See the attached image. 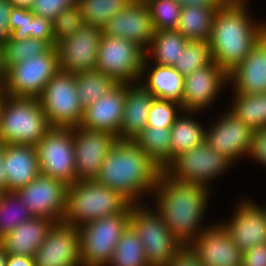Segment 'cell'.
Wrapping results in <instances>:
<instances>
[{"label":"cell","mask_w":266,"mask_h":266,"mask_svg":"<svg viewBox=\"0 0 266 266\" xmlns=\"http://www.w3.org/2000/svg\"><path fill=\"white\" fill-rule=\"evenodd\" d=\"M249 2L227 1L216 10L208 41L212 60L230 73L266 33V21L252 20Z\"/></svg>","instance_id":"7a4b0ae2"},{"label":"cell","mask_w":266,"mask_h":266,"mask_svg":"<svg viewBox=\"0 0 266 266\" xmlns=\"http://www.w3.org/2000/svg\"><path fill=\"white\" fill-rule=\"evenodd\" d=\"M1 76H2V71L0 70V82H1Z\"/></svg>","instance_id":"6f0895ef"},{"label":"cell","mask_w":266,"mask_h":266,"mask_svg":"<svg viewBox=\"0 0 266 266\" xmlns=\"http://www.w3.org/2000/svg\"><path fill=\"white\" fill-rule=\"evenodd\" d=\"M54 223L48 218L32 217L15 227L0 244L7 254L34 256Z\"/></svg>","instance_id":"484cf974"},{"label":"cell","mask_w":266,"mask_h":266,"mask_svg":"<svg viewBox=\"0 0 266 266\" xmlns=\"http://www.w3.org/2000/svg\"><path fill=\"white\" fill-rule=\"evenodd\" d=\"M231 165L234 167V164L205 142L176 156L165 170L175 179L209 187L210 181L223 175Z\"/></svg>","instance_id":"7c38bea8"},{"label":"cell","mask_w":266,"mask_h":266,"mask_svg":"<svg viewBox=\"0 0 266 266\" xmlns=\"http://www.w3.org/2000/svg\"><path fill=\"white\" fill-rule=\"evenodd\" d=\"M51 128L38 98L4 96L0 143L36 146Z\"/></svg>","instance_id":"5b68a950"},{"label":"cell","mask_w":266,"mask_h":266,"mask_svg":"<svg viewBox=\"0 0 266 266\" xmlns=\"http://www.w3.org/2000/svg\"><path fill=\"white\" fill-rule=\"evenodd\" d=\"M155 97L141 83H126V98L118 140H132L146 127Z\"/></svg>","instance_id":"cb8c5ba5"},{"label":"cell","mask_w":266,"mask_h":266,"mask_svg":"<svg viewBox=\"0 0 266 266\" xmlns=\"http://www.w3.org/2000/svg\"><path fill=\"white\" fill-rule=\"evenodd\" d=\"M13 7L31 9L34 0H9Z\"/></svg>","instance_id":"f5cc1de1"},{"label":"cell","mask_w":266,"mask_h":266,"mask_svg":"<svg viewBox=\"0 0 266 266\" xmlns=\"http://www.w3.org/2000/svg\"><path fill=\"white\" fill-rule=\"evenodd\" d=\"M130 205L116 190L96 180L77 181L67 186L63 222L80 227L107 215L122 213Z\"/></svg>","instance_id":"277c9868"},{"label":"cell","mask_w":266,"mask_h":266,"mask_svg":"<svg viewBox=\"0 0 266 266\" xmlns=\"http://www.w3.org/2000/svg\"><path fill=\"white\" fill-rule=\"evenodd\" d=\"M210 192L207 186L175 179L165 169H161L152 190L153 203L156 204L153 207L182 246H189L208 228L201 223L210 202Z\"/></svg>","instance_id":"6da1fadb"},{"label":"cell","mask_w":266,"mask_h":266,"mask_svg":"<svg viewBox=\"0 0 266 266\" xmlns=\"http://www.w3.org/2000/svg\"><path fill=\"white\" fill-rule=\"evenodd\" d=\"M4 96H5V92L3 90L2 83L0 82V108H1V104H2V101L4 99Z\"/></svg>","instance_id":"11a10c76"},{"label":"cell","mask_w":266,"mask_h":266,"mask_svg":"<svg viewBox=\"0 0 266 266\" xmlns=\"http://www.w3.org/2000/svg\"><path fill=\"white\" fill-rule=\"evenodd\" d=\"M31 31L32 38L47 40L52 46H55L52 21L46 17L34 15L31 19Z\"/></svg>","instance_id":"f6af8a7d"},{"label":"cell","mask_w":266,"mask_h":266,"mask_svg":"<svg viewBox=\"0 0 266 266\" xmlns=\"http://www.w3.org/2000/svg\"><path fill=\"white\" fill-rule=\"evenodd\" d=\"M230 220L219 223L242 251L266 243V203L261 206L251 199L237 203Z\"/></svg>","instance_id":"e0dca14e"},{"label":"cell","mask_w":266,"mask_h":266,"mask_svg":"<svg viewBox=\"0 0 266 266\" xmlns=\"http://www.w3.org/2000/svg\"><path fill=\"white\" fill-rule=\"evenodd\" d=\"M213 62L208 41L188 40L178 60L172 66L182 76L189 75Z\"/></svg>","instance_id":"74e56055"},{"label":"cell","mask_w":266,"mask_h":266,"mask_svg":"<svg viewBox=\"0 0 266 266\" xmlns=\"http://www.w3.org/2000/svg\"><path fill=\"white\" fill-rule=\"evenodd\" d=\"M150 61L145 57L139 80L149 92L157 99L171 100L182 106L184 76L174 67L155 64L150 66ZM143 78V79H142Z\"/></svg>","instance_id":"4316f807"},{"label":"cell","mask_w":266,"mask_h":266,"mask_svg":"<svg viewBox=\"0 0 266 266\" xmlns=\"http://www.w3.org/2000/svg\"><path fill=\"white\" fill-rule=\"evenodd\" d=\"M174 1L181 6L200 5L216 9L221 8L227 2V0H174Z\"/></svg>","instance_id":"f907efd6"},{"label":"cell","mask_w":266,"mask_h":266,"mask_svg":"<svg viewBox=\"0 0 266 266\" xmlns=\"http://www.w3.org/2000/svg\"><path fill=\"white\" fill-rule=\"evenodd\" d=\"M133 0H77L85 24L104 28L107 22Z\"/></svg>","instance_id":"d590c367"},{"label":"cell","mask_w":266,"mask_h":266,"mask_svg":"<svg viewBox=\"0 0 266 266\" xmlns=\"http://www.w3.org/2000/svg\"><path fill=\"white\" fill-rule=\"evenodd\" d=\"M195 113L199 111H182L170 128L171 162L179 154L205 143L206 128L192 117Z\"/></svg>","instance_id":"83f0119b"},{"label":"cell","mask_w":266,"mask_h":266,"mask_svg":"<svg viewBox=\"0 0 266 266\" xmlns=\"http://www.w3.org/2000/svg\"><path fill=\"white\" fill-rule=\"evenodd\" d=\"M67 185L62 181L40 174L16 191L32 217L62 222L66 210Z\"/></svg>","instance_id":"5bb4252c"},{"label":"cell","mask_w":266,"mask_h":266,"mask_svg":"<svg viewBox=\"0 0 266 266\" xmlns=\"http://www.w3.org/2000/svg\"><path fill=\"white\" fill-rule=\"evenodd\" d=\"M103 28L84 24L71 36L56 42L59 69L72 74L96 69Z\"/></svg>","instance_id":"4fadbf2b"},{"label":"cell","mask_w":266,"mask_h":266,"mask_svg":"<svg viewBox=\"0 0 266 266\" xmlns=\"http://www.w3.org/2000/svg\"><path fill=\"white\" fill-rule=\"evenodd\" d=\"M51 127H79L83 108L77 94L74 74L59 70L38 98Z\"/></svg>","instance_id":"9c48e42d"},{"label":"cell","mask_w":266,"mask_h":266,"mask_svg":"<svg viewBox=\"0 0 266 266\" xmlns=\"http://www.w3.org/2000/svg\"><path fill=\"white\" fill-rule=\"evenodd\" d=\"M77 94L83 109L107 94L118 83L101 71L92 70L74 74Z\"/></svg>","instance_id":"836d02e7"},{"label":"cell","mask_w":266,"mask_h":266,"mask_svg":"<svg viewBox=\"0 0 266 266\" xmlns=\"http://www.w3.org/2000/svg\"><path fill=\"white\" fill-rule=\"evenodd\" d=\"M234 93L266 92V33L251 48L243 61L228 73Z\"/></svg>","instance_id":"603a6c76"},{"label":"cell","mask_w":266,"mask_h":266,"mask_svg":"<svg viewBox=\"0 0 266 266\" xmlns=\"http://www.w3.org/2000/svg\"><path fill=\"white\" fill-rule=\"evenodd\" d=\"M160 174L159 166L134 141L118 140L102 162L96 181L131 204H141L143 195H152Z\"/></svg>","instance_id":"3957f363"},{"label":"cell","mask_w":266,"mask_h":266,"mask_svg":"<svg viewBox=\"0 0 266 266\" xmlns=\"http://www.w3.org/2000/svg\"><path fill=\"white\" fill-rule=\"evenodd\" d=\"M155 31L177 30L182 6L174 0H144Z\"/></svg>","instance_id":"f35d334b"},{"label":"cell","mask_w":266,"mask_h":266,"mask_svg":"<svg viewBox=\"0 0 266 266\" xmlns=\"http://www.w3.org/2000/svg\"><path fill=\"white\" fill-rule=\"evenodd\" d=\"M6 266H35L34 257L26 255L7 254Z\"/></svg>","instance_id":"681fc988"},{"label":"cell","mask_w":266,"mask_h":266,"mask_svg":"<svg viewBox=\"0 0 266 266\" xmlns=\"http://www.w3.org/2000/svg\"><path fill=\"white\" fill-rule=\"evenodd\" d=\"M170 137V128L146 126L133 141L160 169H165L171 163Z\"/></svg>","instance_id":"4dcf8cb0"},{"label":"cell","mask_w":266,"mask_h":266,"mask_svg":"<svg viewBox=\"0 0 266 266\" xmlns=\"http://www.w3.org/2000/svg\"><path fill=\"white\" fill-rule=\"evenodd\" d=\"M74 155L77 181L96 180L102 162L110 149L118 141L117 136L100 130L74 127Z\"/></svg>","instance_id":"9a60e30c"},{"label":"cell","mask_w":266,"mask_h":266,"mask_svg":"<svg viewBox=\"0 0 266 266\" xmlns=\"http://www.w3.org/2000/svg\"><path fill=\"white\" fill-rule=\"evenodd\" d=\"M187 39L178 30L155 31L148 49L146 58L153 63L164 66H173L184 49Z\"/></svg>","instance_id":"f546056e"},{"label":"cell","mask_w":266,"mask_h":266,"mask_svg":"<svg viewBox=\"0 0 266 266\" xmlns=\"http://www.w3.org/2000/svg\"><path fill=\"white\" fill-rule=\"evenodd\" d=\"M247 156L266 167V128L253 130L252 141Z\"/></svg>","instance_id":"ee69618b"},{"label":"cell","mask_w":266,"mask_h":266,"mask_svg":"<svg viewBox=\"0 0 266 266\" xmlns=\"http://www.w3.org/2000/svg\"><path fill=\"white\" fill-rule=\"evenodd\" d=\"M4 163L8 192H16L40 175L35 146L5 144Z\"/></svg>","instance_id":"d4e9b609"},{"label":"cell","mask_w":266,"mask_h":266,"mask_svg":"<svg viewBox=\"0 0 266 266\" xmlns=\"http://www.w3.org/2000/svg\"><path fill=\"white\" fill-rule=\"evenodd\" d=\"M216 224V225H215ZM210 225L189 246L203 266H242V251L219 223Z\"/></svg>","instance_id":"44dd1931"},{"label":"cell","mask_w":266,"mask_h":266,"mask_svg":"<svg viewBox=\"0 0 266 266\" xmlns=\"http://www.w3.org/2000/svg\"><path fill=\"white\" fill-rule=\"evenodd\" d=\"M35 147L40 174L67 186L77 182L72 128L52 127Z\"/></svg>","instance_id":"8fae6325"},{"label":"cell","mask_w":266,"mask_h":266,"mask_svg":"<svg viewBox=\"0 0 266 266\" xmlns=\"http://www.w3.org/2000/svg\"><path fill=\"white\" fill-rule=\"evenodd\" d=\"M129 224L130 206L122 213L107 215L78 227L81 266H107Z\"/></svg>","instance_id":"8992f818"},{"label":"cell","mask_w":266,"mask_h":266,"mask_svg":"<svg viewBox=\"0 0 266 266\" xmlns=\"http://www.w3.org/2000/svg\"><path fill=\"white\" fill-rule=\"evenodd\" d=\"M77 4V0H34L31 7L34 15L54 21L60 12Z\"/></svg>","instance_id":"7bdbcfd3"},{"label":"cell","mask_w":266,"mask_h":266,"mask_svg":"<svg viewBox=\"0 0 266 266\" xmlns=\"http://www.w3.org/2000/svg\"><path fill=\"white\" fill-rule=\"evenodd\" d=\"M228 73L214 61L184 77L183 111L201 112L213 106L223 86L228 84ZM218 96V97H217Z\"/></svg>","instance_id":"ac0fdd59"},{"label":"cell","mask_w":266,"mask_h":266,"mask_svg":"<svg viewBox=\"0 0 266 266\" xmlns=\"http://www.w3.org/2000/svg\"><path fill=\"white\" fill-rule=\"evenodd\" d=\"M107 266H149L141 240L131 224L123 231Z\"/></svg>","instance_id":"d6a6232c"},{"label":"cell","mask_w":266,"mask_h":266,"mask_svg":"<svg viewBox=\"0 0 266 266\" xmlns=\"http://www.w3.org/2000/svg\"><path fill=\"white\" fill-rule=\"evenodd\" d=\"M84 24V19L77 4L67 10H63L52 22V33L55 43L71 36Z\"/></svg>","instance_id":"60d3db41"},{"label":"cell","mask_w":266,"mask_h":266,"mask_svg":"<svg viewBox=\"0 0 266 266\" xmlns=\"http://www.w3.org/2000/svg\"><path fill=\"white\" fill-rule=\"evenodd\" d=\"M182 111V106L178 102L155 98L149 110L146 126L171 128Z\"/></svg>","instance_id":"ab89813d"},{"label":"cell","mask_w":266,"mask_h":266,"mask_svg":"<svg viewBox=\"0 0 266 266\" xmlns=\"http://www.w3.org/2000/svg\"><path fill=\"white\" fill-rule=\"evenodd\" d=\"M5 144L0 143V192H8V182L4 163Z\"/></svg>","instance_id":"816d5d0a"},{"label":"cell","mask_w":266,"mask_h":266,"mask_svg":"<svg viewBox=\"0 0 266 266\" xmlns=\"http://www.w3.org/2000/svg\"><path fill=\"white\" fill-rule=\"evenodd\" d=\"M227 1H235V2H248V0H227Z\"/></svg>","instance_id":"9f6ffc18"},{"label":"cell","mask_w":266,"mask_h":266,"mask_svg":"<svg viewBox=\"0 0 266 266\" xmlns=\"http://www.w3.org/2000/svg\"><path fill=\"white\" fill-rule=\"evenodd\" d=\"M167 266H203L190 246H182Z\"/></svg>","instance_id":"c3c4849f"},{"label":"cell","mask_w":266,"mask_h":266,"mask_svg":"<svg viewBox=\"0 0 266 266\" xmlns=\"http://www.w3.org/2000/svg\"><path fill=\"white\" fill-rule=\"evenodd\" d=\"M216 10L200 5L182 6L177 30L187 40L209 41Z\"/></svg>","instance_id":"f1b7e54d"},{"label":"cell","mask_w":266,"mask_h":266,"mask_svg":"<svg viewBox=\"0 0 266 266\" xmlns=\"http://www.w3.org/2000/svg\"><path fill=\"white\" fill-rule=\"evenodd\" d=\"M53 46L47 41L27 38L23 41L10 40L0 50V68L2 73L10 66L23 60L48 52Z\"/></svg>","instance_id":"e575fe53"},{"label":"cell","mask_w":266,"mask_h":266,"mask_svg":"<svg viewBox=\"0 0 266 266\" xmlns=\"http://www.w3.org/2000/svg\"><path fill=\"white\" fill-rule=\"evenodd\" d=\"M233 94V104L231 103L229 111L252 130L266 128V92Z\"/></svg>","instance_id":"1f68e13d"},{"label":"cell","mask_w":266,"mask_h":266,"mask_svg":"<svg viewBox=\"0 0 266 266\" xmlns=\"http://www.w3.org/2000/svg\"><path fill=\"white\" fill-rule=\"evenodd\" d=\"M7 253L4 247L0 244V266H6Z\"/></svg>","instance_id":"db71d44e"},{"label":"cell","mask_w":266,"mask_h":266,"mask_svg":"<svg viewBox=\"0 0 266 266\" xmlns=\"http://www.w3.org/2000/svg\"><path fill=\"white\" fill-rule=\"evenodd\" d=\"M34 13L31 9L13 7L9 17V25L12 31L11 39L23 41L32 38L31 19Z\"/></svg>","instance_id":"b9f144b4"},{"label":"cell","mask_w":266,"mask_h":266,"mask_svg":"<svg viewBox=\"0 0 266 266\" xmlns=\"http://www.w3.org/2000/svg\"><path fill=\"white\" fill-rule=\"evenodd\" d=\"M103 33L107 36L127 39L146 51L155 34L146 2L133 0L107 22L103 28Z\"/></svg>","instance_id":"ffe728a7"},{"label":"cell","mask_w":266,"mask_h":266,"mask_svg":"<svg viewBox=\"0 0 266 266\" xmlns=\"http://www.w3.org/2000/svg\"><path fill=\"white\" fill-rule=\"evenodd\" d=\"M242 266H266V243L242 252Z\"/></svg>","instance_id":"7dc6e473"},{"label":"cell","mask_w":266,"mask_h":266,"mask_svg":"<svg viewBox=\"0 0 266 266\" xmlns=\"http://www.w3.org/2000/svg\"><path fill=\"white\" fill-rule=\"evenodd\" d=\"M55 46L48 52L8 67L1 76L5 95L39 98L52 77L59 71Z\"/></svg>","instance_id":"ba28073f"},{"label":"cell","mask_w":266,"mask_h":266,"mask_svg":"<svg viewBox=\"0 0 266 266\" xmlns=\"http://www.w3.org/2000/svg\"><path fill=\"white\" fill-rule=\"evenodd\" d=\"M145 50L127 39L102 34L96 70L117 83L139 82Z\"/></svg>","instance_id":"30bf717a"},{"label":"cell","mask_w":266,"mask_h":266,"mask_svg":"<svg viewBox=\"0 0 266 266\" xmlns=\"http://www.w3.org/2000/svg\"><path fill=\"white\" fill-rule=\"evenodd\" d=\"M32 218L16 192L0 194V240L15 227Z\"/></svg>","instance_id":"8d00e7d4"},{"label":"cell","mask_w":266,"mask_h":266,"mask_svg":"<svg viewBox=\"0 0 266 266\" xmlns=\"http://www.w3.org/2000/svg\"><path fill=\"white\" fill-rule=\"evenodd\" d=\"M126 98V83H118L107 94L83 110L80 127L108 131L119 136Z\"/></svg>","instance_id":"7402d4cb"},{"label":"cell","mask_w":266,"mask_h":266,"mask_svg":"<svg viewBox=\"0 0 266 266\" xmlns=\"http://www.w3.org/2000/svg\"><path fill=\"white\" fill-rule=\"evenodd\" d=\"M130 205V224L136 230L149 266H167L182 247L153 207Z\"/></svg>","instance_id":"52a82bcc"},{"label":"cell","mask_w":266,"mask_h":266,"mask_svg":"<svg viewBox=\"0 0 266 266\" xmlns=\"http://www.w3.org/2000/svg\"><path fill=\"white\" fill-rule=\"evenodd\" d=\"M12 8L9 0H0V50L11 40L9 17Z\"/></svg>","instance_id":"bcb514c9"},{"label":"cell","mask_w":266,"mask_h":266,"mask_svg":"<svg viewBox=\"0 0 266 266\" xmlns=\"http://www.w3.org/2000/svg\"><path fill=\"white\" fill-rule=\"evenodd\" d=\"M79 246L78 227L54 223L33 256L35 266H81Z\"/></svg>","instance_id":"d6986e66"},{"label":"cell","mask_w":266,"mask_h":266,"mask_svg":"<svg viewBox=\"0 0 266 266\" xmlns=\"http://www.w3.org/2000/svg\"><path fill=\"white\" fill-rule=\"evenodd\" d=\"M222 115L206 129L205 142L233 164L247 157L253 130L229 110Z\"/></svg>","instance_id":"2e32d148"}]
</instances>
